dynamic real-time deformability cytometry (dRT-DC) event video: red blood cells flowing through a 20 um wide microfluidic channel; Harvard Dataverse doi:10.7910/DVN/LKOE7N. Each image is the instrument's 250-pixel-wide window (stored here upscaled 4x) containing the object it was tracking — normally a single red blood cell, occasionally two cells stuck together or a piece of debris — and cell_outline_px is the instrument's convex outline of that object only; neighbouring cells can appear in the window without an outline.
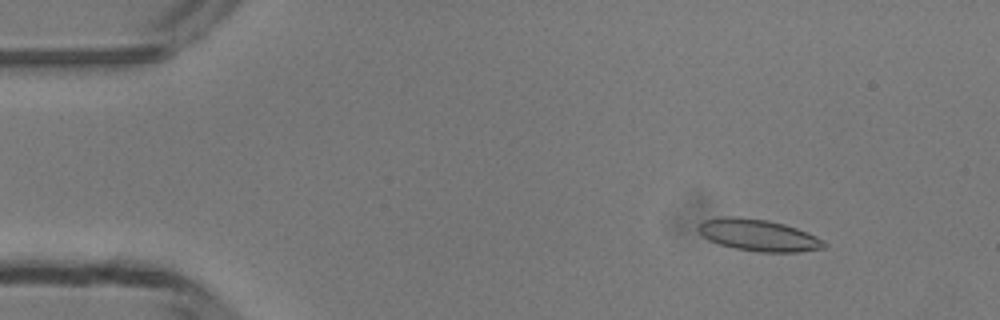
{"species": "common noctule bat (a hibernating species)", "species_latin": "Nyctalus noctula", "temperature_condition": "room temperature", "stored_images_in_passage": 49, "segment_of_instrument_passage": [1, 2], "camera_frame_rate_fps": 3000, "um_per_image_px": 0.085, "animal": {"sex": "male", "body_mass_g": 13.3}, "frame": {"image": 1, "passage_image": 5, "time_ms": 1.333, "image_size_px": [1000, 320], "cell_outline_px": [[828, 244], [824, 248], [800, 252], [760, 252], [736, 248], [720, 244], [704, 236], [696, 228], [704, 220], [724, 216], [732, 216], [768, 220], [784, 224], [808, 232], [824, 240]], "centroid_in_image_um": [64.52, 19.99], "position_along_channel_um": 20.5, "area_um2": 23.12}}
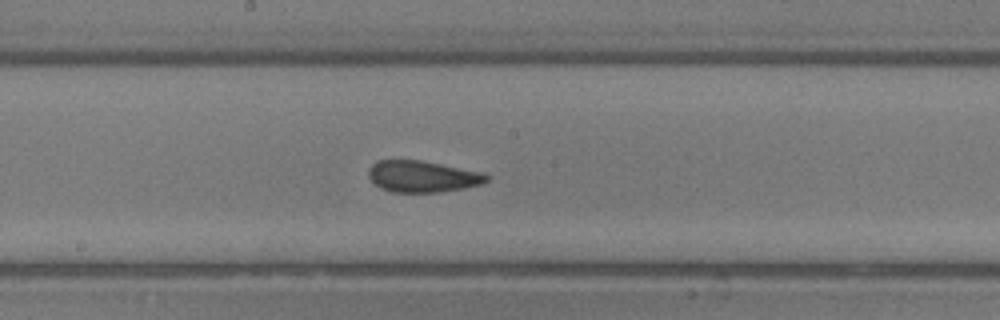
{"frame": {"image": 2, "passage_image": 25, "time_ms": 8.0, "image_size_px": [1000, 320], "cell_outline_px": [[488, 180], [480, 184], [464, 188], [440, 192], [392, 192], [380, 188], [368, 176], [368, 172], [372, 164], [376, 160], [420, 160], [480, 172], [488, 176]], "centroid_in_image_um": [35.86, 15.0], "position_along_channel_um": 212.3, "area_um2": 21.39}}
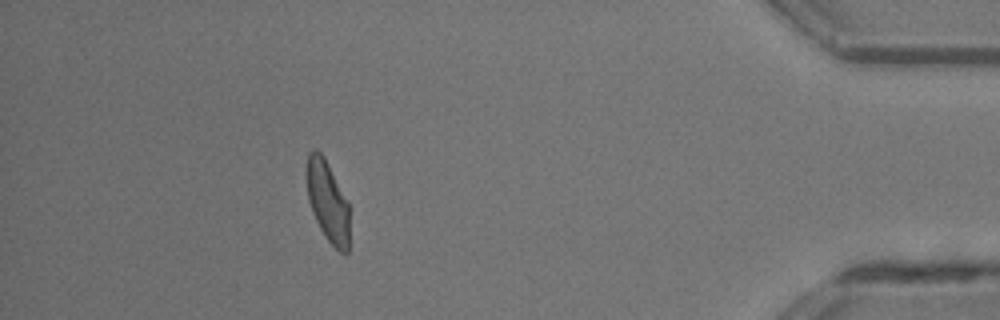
{"frame": {"image": 3, "passage_image": 43, "time_ms": 14.0, "image_size_px": [1000, 320], "cell_outline_px": [[348, 252], [340, 252], [328, 240], [320, 228], [312, 212], [308, 200], [304, 172], [308, 152], [312, 148], [316, 148], [324, 156], [348, 204]], "centroid_in_image_um": [27.78, 17.03], "position_along_channel_um": 407.4, "area_um2": 20.17}}